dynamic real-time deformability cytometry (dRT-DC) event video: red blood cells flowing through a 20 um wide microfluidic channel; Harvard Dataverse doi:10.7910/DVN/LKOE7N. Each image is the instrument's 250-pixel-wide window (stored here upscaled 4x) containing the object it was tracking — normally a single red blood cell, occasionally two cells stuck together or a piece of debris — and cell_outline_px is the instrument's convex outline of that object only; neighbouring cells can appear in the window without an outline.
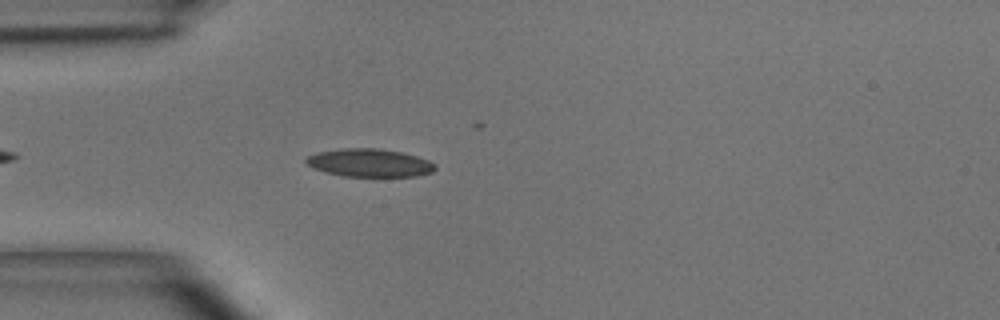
{"species": "common noctule bat (a hibernating species)", "species_latin": "Nyctalus noctula", "temperature_condition": "room temperature", "stored_images_in_passage": 10, "camera_frame_rate_fps": 3000, "um_per_image_px": 0.085, "animal": {"sex": "male", "body_mass_g": 15.6}, "frame": {"image": 1, "passage_image": 5, "time_ms": 1.333, "image_size_px": [1000, 320], "cell_outline_px": [[436, 168], [432, 172], [416, 176], [344, 176], [324, 172], [312, 168], [304, 160], [308, 156], [316, 152], [340, 148], [380, 148], [400, 152], [416, 156], [428, 160], [436, 164]], "centroid_in_image_um": [31.38, 13.83], "position_along_channel_um": 53.6, "area_um2": 21.15}}